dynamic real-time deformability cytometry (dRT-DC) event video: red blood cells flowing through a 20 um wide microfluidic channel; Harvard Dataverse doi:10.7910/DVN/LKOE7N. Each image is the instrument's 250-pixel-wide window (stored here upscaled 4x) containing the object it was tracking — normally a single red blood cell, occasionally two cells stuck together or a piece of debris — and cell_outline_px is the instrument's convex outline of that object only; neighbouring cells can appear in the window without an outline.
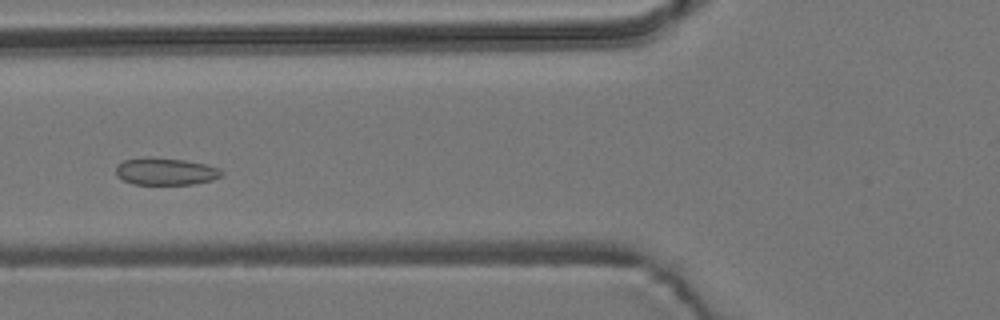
{"species": "common noctule bat (a hibernating species)", "species_latin": "Nyctalus noctula", "temperature_condition": "room temperature", "stored_images_in_passage": 10, "camera_frame_rate_fps": 3000, "um_per_image_px": 0.085, "animal": {"sex": "male", "body_mass_g": 19.2, "forearm_length_mm": 51.8}, "frame": {"image": 1, "passage_image": 5, "time_ms": 5.333, "image_size_px": [1000, 320], "cell_outline_px": [[224, 172], [220, 176], [212, 180], [192, 184], [132, 184], [116, 176], [116, 164], [124, 160], [144, 156], [184, 160], [204, 164], [220, 168]], "centroid_in_image_um": [14.03, 14.56], "position_along_channel_um": 111.8, "area_um2": 16.82}}
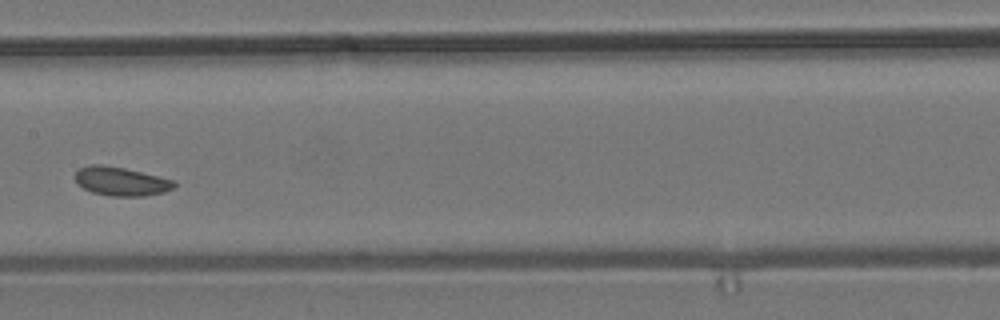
{"frame": {"image": 2, "passage_image": 7, "time_ms": 7.667, "image_size_px": [1000, 320], "cell_outline_px": [[176, 184], [172, 188], [164, 192], [144, 196], [112, 196], [92, 192], [76, 184], [76, 172], [80, 168], [88, 164], [100, 164], [124, 168], [172, 180]], "centroid_in_image_um": [10.24, 15.41], "position_along_channel_um": 197.2, "area_um2": 16.36}}
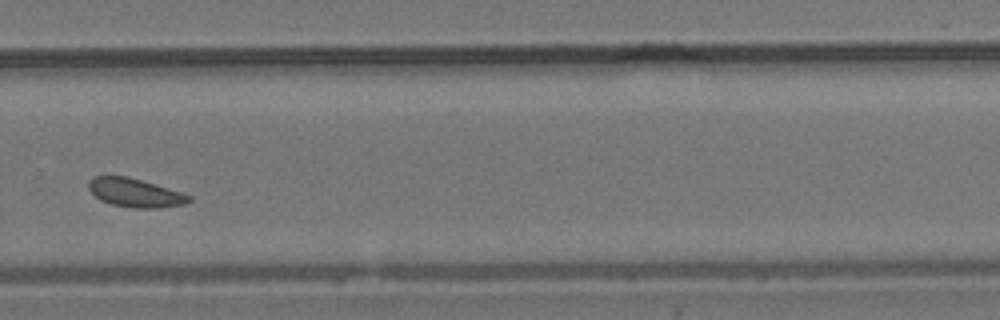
{"frame": {"image": 3, "passage_image": 10, "time_ms": 11.0, "image_size_px": [1000, 320], "cell_outline_px": [[192, 200], [188, 204], [160, 208], [132, 208], [112, 204], [100, 200], [88, 188], [88, 180], [92, 176], [128, 176], [180, 192], [192, 196]], "centroid_in_image_um": [11.49, 16.39], "position_along_channel_um": 318.3, "area_um2": 16.82}}